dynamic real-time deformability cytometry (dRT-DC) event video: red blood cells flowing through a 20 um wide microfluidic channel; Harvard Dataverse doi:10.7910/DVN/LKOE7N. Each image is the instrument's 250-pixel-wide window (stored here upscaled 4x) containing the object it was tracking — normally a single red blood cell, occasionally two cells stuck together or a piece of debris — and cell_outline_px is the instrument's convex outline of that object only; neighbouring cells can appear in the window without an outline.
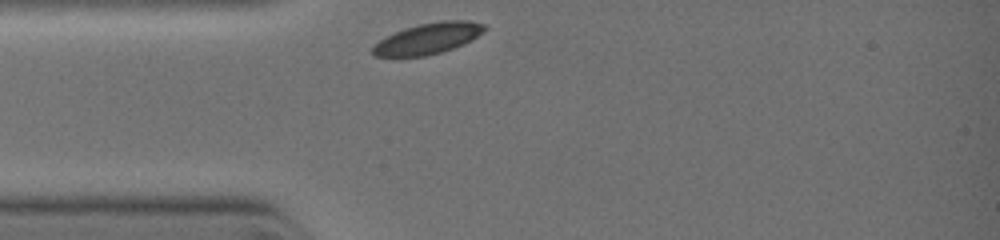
{"species": "common noctule bat (a hibernating species)", "species_latin": "Nyctalus noctula", "temperature_condition": "warm", "stored_images_in_passage": 3, "camera_frame_rate_fps": 3000, "um_per_image_px": 0.085, "animal": {"sex": "female", "body_mass_g": 19.0, "forearm_length_mm": 51.5}, "frame": {"image": 1, "passage_image": 1, "time_ms": 0.0, "image_size_px": [1000, 240], "cell_outline_px": [[488, 28], [484, 32], [472, 40], [452, 48], [440, 52], [424, 56], [372, 56], [372, 48], [380, 40], [404, 28], [420, 24], [440, 20], [468, 20], [484, 24]], "centroid_in_image_um": [36.43, 3.26], "position_along_channel_um": 48.6, "area_um2": 20.0}}